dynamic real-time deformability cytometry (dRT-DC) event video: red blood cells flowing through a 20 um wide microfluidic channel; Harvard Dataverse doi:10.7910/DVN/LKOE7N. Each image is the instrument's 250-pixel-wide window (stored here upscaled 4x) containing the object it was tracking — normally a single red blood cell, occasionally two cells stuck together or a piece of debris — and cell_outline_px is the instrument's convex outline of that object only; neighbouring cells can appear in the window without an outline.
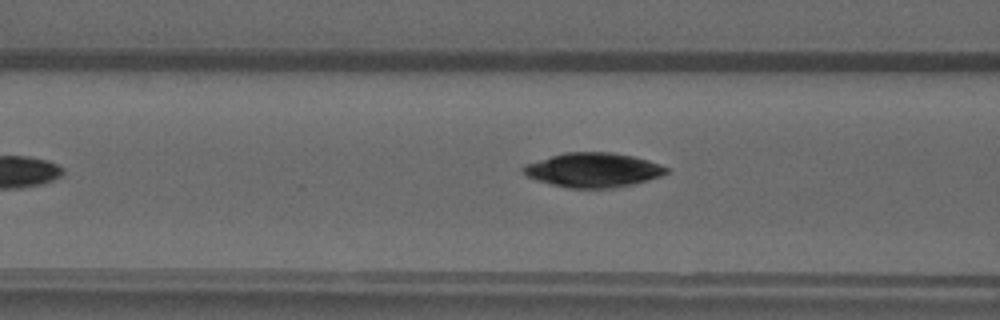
{"species": "common noctule bat (a hibernating species)", "species_latin": "Nyctalus noctula", "temperature_condition": "warm", "stored_images_in_passage": 11, "camera_frame_rate_fps": 3000, "um_per_image_px": 0.085, "animal": {"sex": "male", "forearm_length_mm": 52.5}, "frame": {"image": 1, "passage_image": 5, "time_ms": 1.333, "image_size_px": [1000, 320], "cell_outline_px": [[668, 172], [660, 176], [648, 180], [632, 184], [612, 188], [568, 188], [536, 180], [528, 176], [520, 168], [524, 164], [564, 152], [608, 152], [632, 156], [648, 160], [660, 164], [668, 168]], "centroid_in_image_um": [50.4, 14.45], "position_along_channel_um": 116.2, "area_um2": 28.55}}
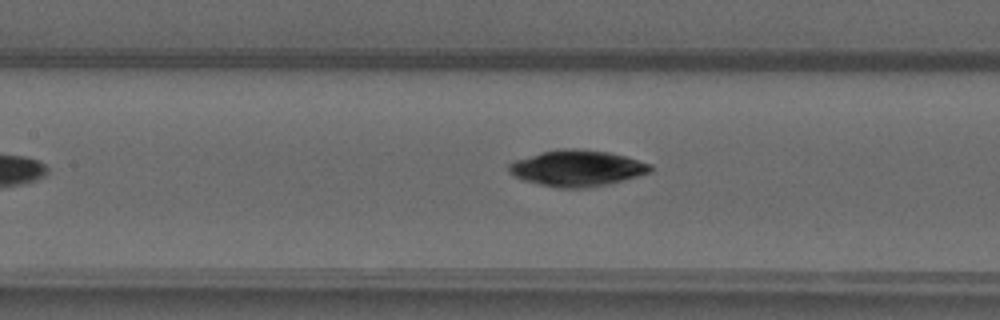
{"frame": {"image": 2, "passage_image": 8, "time_ms": 2.333, "image_size_px": [1000, 320], "cell_outline_px": [[652, 172], [624, 180], [592, 188], [556, 188], [524, 180], [508, 172], [508, 164], [516, 160], [544, 152], [560, 148], [576, 148], [608, 152], [624, 156], [652, 164]], "centroid_in_image_um": [49.09, 14.31], "position_along_channel_um": 158.3, "area_um2": 29.71}}
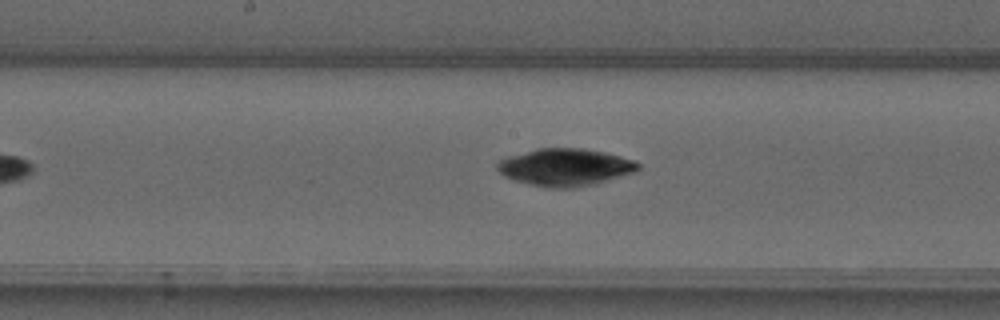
{"frame": {"image": 3, "passage_image": 11, "time_ms": 3.333, "image_size_px": [1000, 320], "cell_outline_px": [[640, 168], [636, 172], [596, 184], [572, 188], [548, 188], [528, 184], [512, 180], [504, 176], [496, 168], [496, 164], [500, 160], [508, 156], [536, 148], [584, 148], [604, 152], [620, 156], [632, 160], [640, 164]], "centroid_in_image_um": [48.03, 14.22], "position_along_channel_um": 200.2, "area_um2": 30.92}}